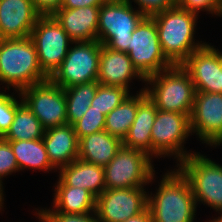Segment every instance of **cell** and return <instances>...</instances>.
Returning <instances> with one entry per match:
<instances>
[{"label": "cell", "instance_id": "16", "mask_svg": "<svg viewBox=\"0 0 222 222\" xmlns=\"http://www.w3.org/2000/svg\"><path fill=\"white\" fill-rule=\"evenodd\" d=\"M40 17L32 0H0V39L29 37Z\"/></svg>", "mask_w": 222, "mask_h": 222}, {"label": "cell", "instance_id": "6", "mask_svg": "<svg viewBox=\"0 0 222 222\" xmlns=\"http://www.w3.org/2000/svg\"><path fill=\"white\" fill-rule=\"evenodd\" d=\"M133 5L123 2H105L100 6L97 41L114 51L128 53L131 35L145 17Z\"/></svg>", "mask_w": 222, "mask_h": 222}, {"label": "cell", "instance_id": "39", "mask_svg": "<svg viewBox=\"0 0 222 222\" xmlns=\"http://www.w3.org/2000/svg\"><path fill=\"white\" fill-rule=\"evenodd\" d=\"M107 2H123V3H130L132 5L131 0H105Z\"/></svg>", "mask_w": 222, "mask_h": 222}, {"label": "cell", "instance_id": "41", "mask_svg": "<svg viewBox=\"0 0 222 222\" xmlns=\"http://www.w3.org/2000/svg\"><path fill=\"white\" fill-rule=\"evenodd\" d=\"M218 8L219 11L222 13V0H218Z\"/></svg>", "mask_w": 222, "mask_h": 222}, {"label": "cell", "instance_id": "3", "mask_svg": "<svg viewBox=\"0 0 222 222\" xmlns=\"http://www.w3.org/2000/svg\"><path fill=\"white\" fill-rule=\"evenodd\" d=\"M198 15L177 5L152 16L156 23L163 54L173 64H182L193 52L206 44L195 43Z\"/></svg>", "mask_w": 222, "mask_h": 222}, {"label": "cell", "instance_id": "28", "mask_svg": "<svg viewBox=\"0 0 222 222\" xmlns=\"http://www.w3.org/2000/svg\"><path fill=\"white\" fill-rule=\"evenodd\" d=\"M129 94L130 92L123 87L99 83L96 94L91 101V106L107 115L119 106Z\"/></svg>", "mask_w": 222, "mask_h": 222}, {"label": "cell", "instance_id": "15", "mask_svg": "<svg viewBox=\"0 0 222 222\" xmlns=\"http://www.w3.org/2000/svg\"><path fill=\"white\" fill-rule=\"evenodd\" d=\"M218 50L206 43L182 63L189 72L196 91L222 93L220 51Z\"/></svg>", "mask_w": 222, "mask_h": 222}, {"label": "cell", "instance_id": "36", "mask_svg": "<svg viewBox=\"0 0 222 222\" xmlns=\"http://www.w3.org/2000/svg\"><path fill=\"white\" fill-rule=\"evenodd\" d=\"M105 0H63L61 8L74 9L86 6H101Z\"/></svg>", "mask_w": 222, "mask_h": 222}, {"label": "cell", "instance_id": "7", "mask_svg": "<svg viewBox=\"0 0 222 222\" xmlns=\"http://www.w3.org/2000/svg\"><path fill=\"white\" fill-rule=\"evenodd\" d=\"M152 163L145 152L122 145L104 167L106 189L144 188L155 177Z\"/></svg>", "mask_w": 222, "mask_h": 222}, {"label": "cell", "instance_id": "21", "mask_svg": "<svg viewBox=\"0 0 222 222\" xmlns=\"http://www.w3.org/2000/svg\"><path fill=\"white\" fill-rule=\"evenodd\" d=\"M59 170V180L65 186L88 190L96 198L106 189L104 167L76 159Z\"/></svg>", "mask_w": 222, "mask_h": 222}, {"label": "cell", "instance_id": "1", "mask_svg": "<svg viewBox=\"0 0 222 222\" xmlns=\"http://www.w3.org/2000/svg\"><path fill=\"white\" fill-rule=\"evenodd\" d=\"M162 176L156 194L148 193L152 222H194L198 205L188 179L179 169Z\"/></svg>", "mask_w": 222, "mask_h": 222}, {"label": "cell", "instance_id": "24", "mask_svg": "<svg viewBox=\"0 0 222 222\" xmlns=\"http://www.w3.org/2000/svg\"><path fill=\"white\" fill-rule=\"evenodd\" d=\"M16 100V113L7 133L2 137L5 141L39 140L44 136L45 129L38 118L22 100Z\"/></svg>", "mask_w": 222, "mask_h": 222}, {"label": "cell", "instance_id": "35", "mask_svg": "<svg viewBox=\"0 0 222 222\" xmlns=\"http://www.w3.org/2000/svg\"><path fill=\"white\" fill-rule=\"evenodd\" d=\"M32 2L41 16H53L61 9L63 0H32Z\"/></svg>", "mask_w": 222, "mask_h": 222}, {"label": "cell", "instance_id": "22", "mask_svg": "<svg viewBox=\"0 0 222 222\" xmlns=\"http://www.w3.org/2000/svg\"><path fill=\"white\" fill-rule=\"evenodd\" d=\"M122 147V141L105 130L79 139L78 159L105 167Z\"/></svg>", "mask_w": 222, "mask_h": 222}, {"label": "cell", "instance_id": "11", "mask_svg": "<svg viewBox=\"0 0 222 222\" xmlns=\"http://www.w3.org/2000/svg\"><path fill=\"white\" fill-rule=\"evenodd\" d=\"M29 37L37 51L40 68L50 78L61 66L73 41L53 16H41Z\"/></svg>", "mask_w": 222, "mask_h": 222}, {"label": "cell", "instance_id": "12", "mask_svg": "<svg viewBox=\"0 0 222 222\" xmlns=\"http://www.w3.org/2000/svg\"><path fill=\"white\" fill-rule=\"evenodd\" d=\"M20 94L45 130L68 124L64 89L50 79L27 87Z\"/></svg>", "mask_w": 222, "mask_h": 222}, {"label": "cell", "instance_id": "4", "mask_svg": "<svg viewBox=\"0 0 222 222\" xmlns=\"http://www.w3.org/2000/svg\"><path fill=\"white\" fill-rule=\"evenodd\" d=\"M145 82L144 90L158 110L186 114L190 118L196 90L182 64L172 65L146 78Z\"/></svg>", "mask_w": 222, "mask_h": 222}, {"label": "cell", "instance_id": "31", "mask_svg": "<svg viewBox=\"0 0 222 222\" xmlns=\"http://www.w3.org/2000/svg\"><path fill=\"white\" fill-rule=\"evenodd\" d=\"M40 222H98L96 213L71 214L62 212H38Z\"/></svg>", "mask_w": 222, "mask_h": 222}, {"label": "cell", "instance_id": "2", "mask_svg": "<svg viewBox=\"0 0 222 222\" xmlns=\"http://www.w3.org/2000/svg\"><path fill=\"white\" fill-rule=\"evenodd\" d=\"M49 80L42 71L37 51L30 37L0 39V82L14 87L18 93L23 89Z\"/></svg>", "mask_w": 222, "mask_h": 222}, {"label": "cell", "instance_id": "17", "mask_svg": "<svg viewBox=\"0 0 222 222\" xmlns=\"http://www.w3.org/2000/svg\"><path fill=\"white\" fill-rule=\"evenodd\" d=\"M136 77V78H135ZM140 79L145 83L146 79L134 67L128 53L114 51L101 46L99 59V72L97 82L103 85L120 86L129 92V83L132 79Z\"/></svg>", "mask_w": 222, "mask_h": 222}, {"label": "cell", "instance_id": "32", "mask_svg": "<svg viewBox=\"0 0 222 222\" xmlns=\"http://www.w3.org/2000/svg\"><path fill=\"white\" fill-rule=\"evenodd\" d=\"M19 171L15 154L12 151L11 145L0 138V184L2 178L12 173Z\"/></svg>", "mask_w": 222, "mask_h": 222}, {"label": "cell", "instance_id": "33", "mask_svg": "<svg viewBox=\"0 0 222 222\" xmlns=\"http://www.w3.org/2000/svg\"><path fill=\"white\" fill-rule=\"evenodd\" d=\"M176 5L197 15L204 10L209 14H216L222 17V13L218 8V0H176Z\"/></svg>", "mask_w": 222, "mask_h": 222}, {"label": "cell", "instance_id": "10", "mask_svg": "<svg viewBox=\"0 0 222 222\" xmlns=\"http://www.w3.org/2000/svg\"><path fill=\"white\" fill-rule=\"evenodd\" d=\"M128 56L145 79L173 65L162 52L152 17H144L133 31Z\"/></svg>", "mask_w": 222, "mask_h": 222}, {"label": "cell", "instance_id": "5", "mask_svg": "<svg viewBox=\"0 0 222 222\" xmlns=\"http://www.w3.org/2000/svg\"><path fill=\"white\" fill-rule=\"evenodd\" d=\"M177 168L188 179L196 205L201 202L222 214V166L193 152Z\"/></svg>", "mask_w": 222, "mask_h": 222}, {"label": "cell", "instance_id": "30", "mask_svg": "<svg viewBox=\"0 0 222 222\" xmlns=\"http://www.w3.org/2000/svg\"><path fill=\"white\" fill-rule=\"evenodd\" d=\"M3 91H0V138L7 133L14 120L17 99L14 94H6V90Z\"/></svg>", "mask_w": 222, "mask_h": 222}, {"label": "cell", "instance_id": "8", "mask_svg": "<svg viewBox=\"0 0 222 222\" xmlns=\"http://www.w3.org/2000/svg\"><path fill=\"white\" fill-rule=\"evenodd\" d=\"M72 45L61 66L49 78L63 89L97 81L98 77L102 44L94 40Z\"/></svg>", "mask_w": 222, "mask_h": 222}, {"label": "cell", "instance_id": "26", "mask_svg": "<svg viewBox=\"0 0 222 222\" xmlns=\"http://www.w3.org/2000/svg\"><path fill=\"white\" fill-rule=\"evenodd\" d=\"M137 106L138 93L135 96L129 94L119 106L106 115L104 130L123 141L135 120Z\"/></svg>", "mask_w": 222, "mask_h": 222}, {"label": "cell", "instance_id": "18", "mask_svg": "<svg viewBox=\"0 0 222 222\" xmlns=\"http://www.w3.org/2000/svg\"><path fill=\"white\" fill-rule=\"evenodd\" d=\"M99 9L100 6L61 8L53 17L73 42L94 41L97 40Z\"/></svg>", "mask_w": 222, "mask_h": 222}, {"label": "cell", "instance_id": "25", "mask_svg": "<svg viewBox=\"0 0 222 222\" xmlns=\"http://www.w3.org/2000/svg\"><path fill=\"white\" fill-rule=\"evenodd\" d=\"M15 154L20 170L26 168L33 170L51 171L55 168L51 165L42 139L7 141Z\"/></svg>", "mask_w": 222, "mask_h": 222}, {"label": "cell", "instance_id": "38", "mask_svg": "<svg viewBox=\"0 0 222 222\" xmlns=\"http://www.w3.org/2000/svg\"><path fill=\"white\" fill-rule=\"evenodd\" d=\"M3 184H0V209L3 208V204H4V193H3Z\"/></svg>", "mask_w": 222, "mask_h": 222}, {"label": "cell", "instance_id": "19", "mask_svg": "<svg viewBox=\"0 0 222 222\" xmlns=\"http://www.w3.org/2000/svg\"><path fill=\"white\" fill-rule=\"evenodd\" d=\"M142 89L138 92L135 120L122 141V145L130 149H138L151 157V132L158 109L147 96L144 88Z\"/></svg>", "mask_w": 222, "mask_h": 222}, {"label": "cell", "instance_id": "27", "mask_svg": "<svg viewBox=\"0 0 222 222\" xmlns=\"http://www.w3.org/2000/svg\"><path fill=\"white\" fill-rule=\"evenodd\" d=\"M99 83L97 81L64 89L66 96L67 122L73 125L80 120L91 106Z\"/></svg>", "mask_w": 222, "mask_h": 222}, {"label": "cell", "instance_id": "9", "mask_svg": "<svg viewBox=\"0 0 222 222\" xmlns=\"http://www.w3.org/2000/svg\"><path fill=\"white\" fill-rule=\"evenodd\" d=\"M190 134V119L186 114L157 110L151 132V158L171 155L177 158L178 165V161L180 163L193 154L184 149Z\"/></svg>", "mask_w": 222, "mask_h": 222}, {"label": "cell", "instance_id": "23", "mask_svg": "<svg viewBox=\"0 0 222 222\" xmlns=\"http://www.w3.org/2000/svg\"><path fill=\"white\" fill-rule=\"evenodd\" d=\"M53 208L40 209L38 212H62L87 214L95 212L96 197L88 190L65 186L59 179L54 189Z\"/></svg>", "mask_w": 222, "mask_h": 222}, {"label": "cell", "instance_id": "37", "mask_svg": "<svg viewBox=\"0 0 222 222\" xmlns=\"http://www.w3.org/2000/svg\"><path fill=\"white\" fill-rule=\"evenodd\" d=\"M123 222H152V215L150 209L147 207L140 214L131 217Z\"/></svg>", "mask_w": 222, "mask_h": 222}, {"label": "cell", "instance_id": "13", "mask_svg": "<svg viewBox=\"0 0 222 222\" xmlns=\"http://www.w3.org/2000/svg\"><path fill=\"white\" fill-rule=\"evenodd\" d=\"M145 188L105 189L96 198L95 213L98 222H123L147 208Z\"/></svg>", "mask_w": 222, "mask_h": 222}, {"label": "cell", "instance_id": "34", "mask_svg": "<svg viewBox=\"0 0 222 222\" xmlns=\"http://www.w3.org/2000/svg\"><path fill=\"white\" fill-rule=\"evenodd\" d=\"M145 17H152L176 6V0H133Z\"/></svg>", "mask_w": 222, "mask_h": 222}, {"label": "cell", "instance_id": "20", "mask_svg": "<svg viewBox=\"0 0 222 222\" xmlns=\"http://www.w3.org/2000/svg\"><path fill=\"white\" fill-rule=\"evenodd\" d=\"M42 140L50 163L56 170L78 159L79 140L73 125L46 129Z\"/></svg>", "mask_w": 222, "mask_h": 222}, {"label": "cell", "instance_id": "40", "mask_svg": "<svg viewBox=\"0 0 222 222\" xmlns=\"http://www.w3.org/2000/svg\"><path fill=\"white\" fill-rule=\"evenodd\" d=\"M209 222H222V214L221 216H218L217 218L212 219L211 221L209 220Z\"/></svg>", "mask_w": 222, "mask_h": 222}, {"label": "cell", "instance_id": "29", "mask_svg": "<svg viewBox=\"0 0 222 222\" xmlns=\"http://www.w3.org/2000/svg\"><path fill=\"white\" fill-rule=\"evenodd\" d=\"M105 119L106 115L94 109L93 106H89L83 117L73 124L78 140L87 135L103 131L105 128Z\"/></svg>", "mask_w": 222, "mask_h": 222}, {"label": "cell", "instance_id": "42", "mask_svg": "<svg viewBox=\"0 0 222 222\" xmlns=\"http://www.w3.org/2000/svg\"><path fill=\"white\" fill-rule=\"evenodd\" d=\"M220 68H221V79H222V52H220Z\"/></svg>", "mask_w": 222, "mask_h": 222}, {"label": "cell", "instance_id": "14", "mask_svg": "<svg viewBox=\"0 0 222 222\" xmlns=\"http://www.w3.org/2000/svg\"><path fill=\"white\" fill-rule=\"evenodd\" d=\"M189 119L191 135L210 147L222 144V93L196 91Z\"/></svg>", "mask_w": 222, "mask_h": 222}]
</instances>
